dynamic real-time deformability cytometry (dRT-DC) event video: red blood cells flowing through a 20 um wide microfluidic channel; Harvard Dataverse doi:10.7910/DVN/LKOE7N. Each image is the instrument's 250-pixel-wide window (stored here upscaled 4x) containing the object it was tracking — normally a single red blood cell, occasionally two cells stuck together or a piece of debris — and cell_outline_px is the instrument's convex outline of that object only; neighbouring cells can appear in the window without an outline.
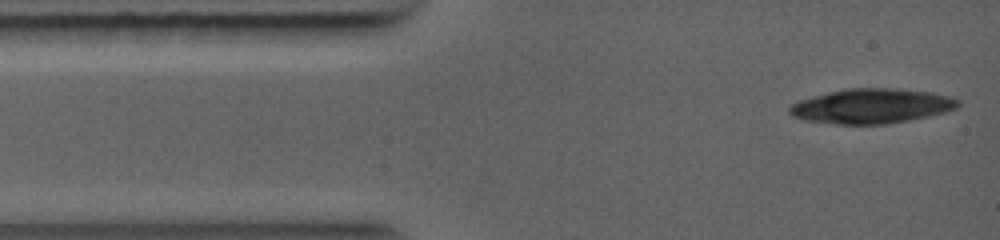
{"species": "common noctule bat (a hibernating species)", "species_latin": "Nyctalus noctula", "temperature_condition": "warm", "stored_images_in_passage": 2, "camera_frame_rate_fps": 5000, "um_per_image_px": 0.085, "animal": {"sex": "female", "body_mass_g": 19.0, "forearm_length_mm": 56.7}, "frame": {"image": 1, "passage_image": 1, "time_ms": 0.0, "image_size_px": [1000, 240], "cell_outline_px": [[960, 104], [956, 108], [944, 112], [928, 116], [888, 124], [836, 124], [804, 120], [792, 116], [788, 112], [788, 108], [796, 100], [848, 88], [900, 88], [928, 92], [948, 96], [960, 100]], "centroid_in_image_um": [74.05, 9.01], "position_along_channel_um": 10.9, "area_um2": 34.1}}